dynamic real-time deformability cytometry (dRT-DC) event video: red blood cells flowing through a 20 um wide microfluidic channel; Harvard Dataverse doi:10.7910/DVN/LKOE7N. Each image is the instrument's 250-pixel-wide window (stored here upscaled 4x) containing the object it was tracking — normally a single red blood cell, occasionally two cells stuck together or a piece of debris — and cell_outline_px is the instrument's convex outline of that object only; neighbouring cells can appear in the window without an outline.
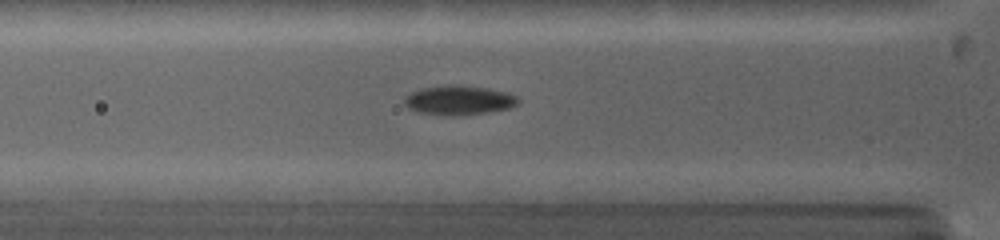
{"species": "common noctule bat (a hibernating species)", "species_latin": "Nyctalus noctula", "temperature_condition": "warm", "stored_images_in_passage": 22, "camera_frame_rate_fps": 5000, "um_per_image_px": 0.085, "animal": {"sex": "female", "body_mass_g": 19.0, "forearm_length_mm": 53.3}, "frame": {"image": 1, "passage_image": 5, "time_ms": 1.6, "image_size_px": [1000, 240], "cell_outline_px": [[520, 104], [508, 108], [488, 112], [452, 116], [444, 116], [420, 112], [408, 108], [404, 104], [404, 96], [420, 88], [448, 84], [456, 84], [488, 88], [508, 92], [516, 96], [520, 100]], "centroid_in_image_um": [39.0, 8.51], "position_along_channel_um": 86.8, "area_um2": 19.77}}
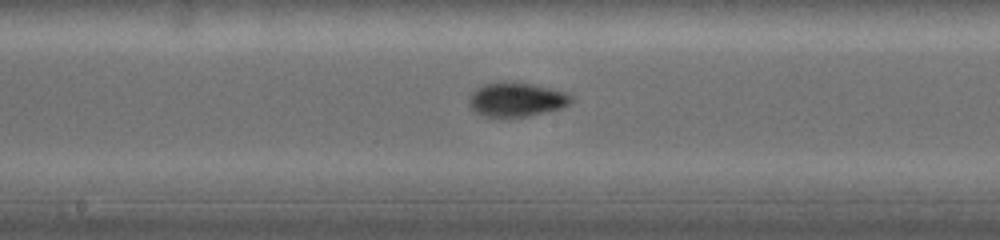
{"frame": {"image": 2, "passage_image": 11, "time_ms": 4.4, "image_size_px": [1000, 240], "cell_outline_px": [[572, 100], [568, 104], [560, 108], [528, 116], [484, 116], [476, 112], [468, 104], [468, 100], [472, 92], [476, 88], [484, 84], [504, 80], [508, 80], [532, 84], [552, 88], [564, 92], [572, 96]], "centroid_in_image_um": [43.86, 8.43], "position_along_channel_um": 204.3, "area_um2": 20.29}}
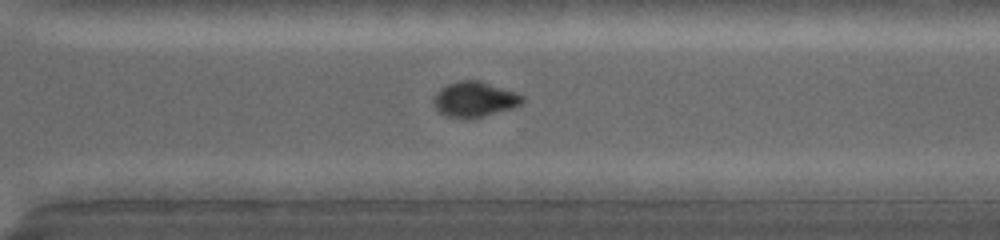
{"frame": {"image": 3, "passage_image": 18, "time_ms": 7.4, "image_size_px": [1000, 240], "cell_outline_px": [[524, 100], [520, 104], [512, 108], [472, 120], [468, 120], [448, 116], [440, 112], [432, 104], [432, 100], [436, 92], [440, 88], [448, 84], [460, 80], [480, 80], [516, 92], [524, 96]], "centroid_in_image_um": [40.32, 8.45], "position_along_channel_um": 330.3, "area_um2": 18.55}}